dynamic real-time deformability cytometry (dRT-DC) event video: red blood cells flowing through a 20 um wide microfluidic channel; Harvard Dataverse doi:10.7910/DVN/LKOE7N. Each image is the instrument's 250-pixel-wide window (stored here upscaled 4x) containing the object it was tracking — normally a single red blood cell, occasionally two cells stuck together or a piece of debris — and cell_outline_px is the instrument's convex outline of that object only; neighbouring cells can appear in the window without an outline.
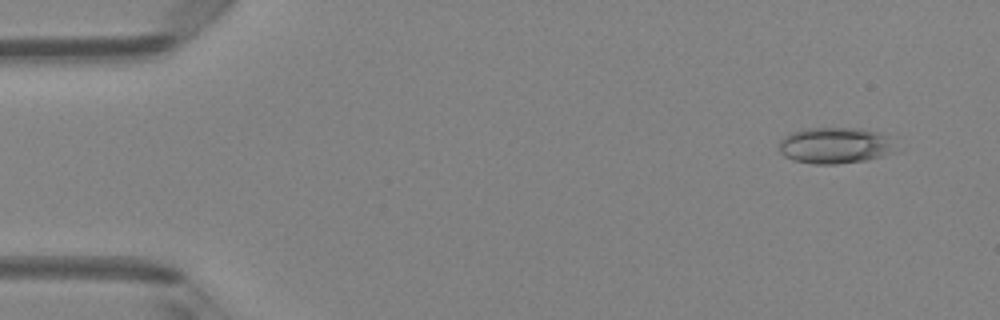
{"species": "Egyptian fruit bat (a non-hibernating species)", "species_latin": "Rousettus aegyptiacus", "temperature_condition": "room temperature", "stored_images_in_passage": 4, "camera_frame_rate_fps": 3000, "um_per_image_px": 0.085, "animal": {"sex": "female"}, "frame": {"image": 1, "passage_image": 1, "time_ms": 0.0, "image_size_px": [1000, 320], "cell_outline_px": [[900, 152], [868, 160], [836, 164], [816, 164], [792, 160], [784, 156], [780, 152], [780, 140], [784, 136], [792, 132], [808, 128], [860, 128], [880, 132], [888, 136]], "centroid_in_image_um": [71.05, 12.37], "position_along_channel_um": 13.9, "area_um2": 25.03}}
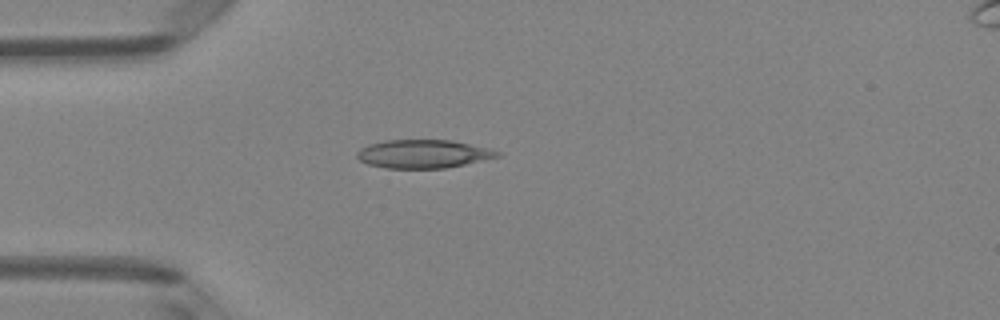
{"frame": {"image": 2, "passage_image": 4, "time_ms": 1.0, "image_size_px": [1000, 320], "cell_outline_px": [[500, 156], [464, 164], [444, 168], [384, 168], [368, 164], [360, 160], [356, 156], [356, 152], [360, 148], [368, 144], [384, 140], [452, 140], [488, 148], [500, 152]], "centroid_in_image_um": [35.92, 13.07], "position_along_channel_um": 49.1, "area_um2": 23.12}}